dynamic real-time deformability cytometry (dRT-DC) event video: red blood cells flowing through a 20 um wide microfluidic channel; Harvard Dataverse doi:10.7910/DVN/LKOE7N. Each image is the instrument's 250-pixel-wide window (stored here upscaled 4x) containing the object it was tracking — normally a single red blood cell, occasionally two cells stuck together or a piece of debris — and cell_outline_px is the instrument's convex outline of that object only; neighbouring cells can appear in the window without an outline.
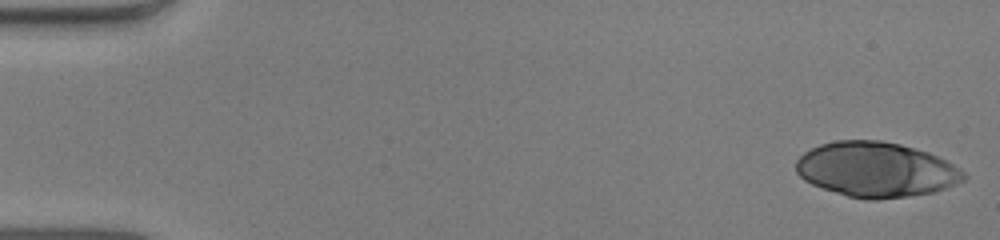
{"species": "human", "species_latin": "Homo sapiens", "temperature_condition": "warm", "stored_images_in_passage": 50, "camera_frame_rate_fps": 3000, "um_per_image_px": 0.085, "donor": {"sex": "male"}, "frame": {"image": 1, "passage_image": 1, "time_ms": 0.0, "image_size_px": [1000, 240], "cell_outline_px": [[968, 176], [964, 180], [956, 184], [932, 192], [908, 196], [876, 200], [864, 200], [848, 196], [812, 184], [804, 180], [796, 172], [796, 160], [804, 152], [820, 144], [836, 140], [880, 140], [900, 144], [928, 152], [952, 164], [964, 172]], "centroid_in_image_um": [74.45, 14.41], "position_along_channel_um": 10.6, "area_um2": 53.52}}